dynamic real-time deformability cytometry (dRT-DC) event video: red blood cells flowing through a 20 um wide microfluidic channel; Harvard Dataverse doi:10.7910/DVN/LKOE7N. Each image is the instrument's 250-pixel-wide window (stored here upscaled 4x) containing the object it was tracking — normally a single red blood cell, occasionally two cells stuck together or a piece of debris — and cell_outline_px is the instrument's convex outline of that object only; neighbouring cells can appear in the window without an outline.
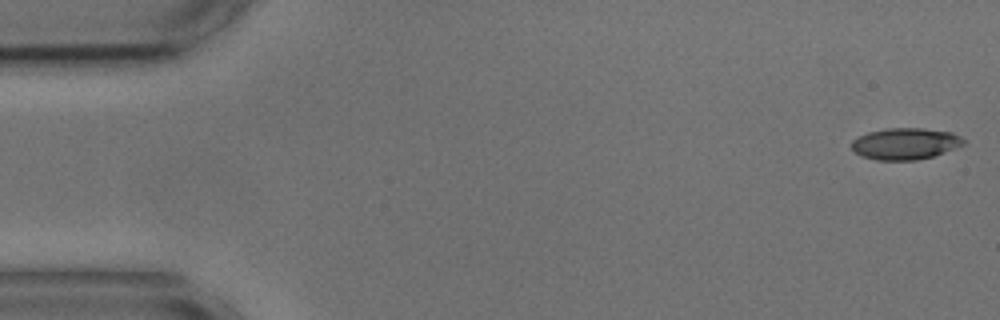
{"species": "common noctule bat (a hibernating species)", "species_latin": "Nyctalus noctula", "temperature_condition": "cold", "stored_images_in_passage": 8, "camera_frame_rate_fps": 3000, "um_per_image_px": 0.085, "animal": {"sex": "male", "body_mass_g": 17.9, "forearm_length_mm": 54.2}, "frame": {"image": 1, "passage_image": 1, "time_ms": 0.0, "image_size_px": [1000, 320], "cell_outline_px": [[964, 144], [944, 152], [932, 156], [916, 160], [876, 160], [860, 156], [852, 148], [852, 140], [868, 132], [888, 128], [924, 128], [952, 132], [960, 136], [964, 140]], "centroid_in_image_um": [76.94, 12.21], "position_along_channel_um": 8.1, "area_um2": 20.46}}